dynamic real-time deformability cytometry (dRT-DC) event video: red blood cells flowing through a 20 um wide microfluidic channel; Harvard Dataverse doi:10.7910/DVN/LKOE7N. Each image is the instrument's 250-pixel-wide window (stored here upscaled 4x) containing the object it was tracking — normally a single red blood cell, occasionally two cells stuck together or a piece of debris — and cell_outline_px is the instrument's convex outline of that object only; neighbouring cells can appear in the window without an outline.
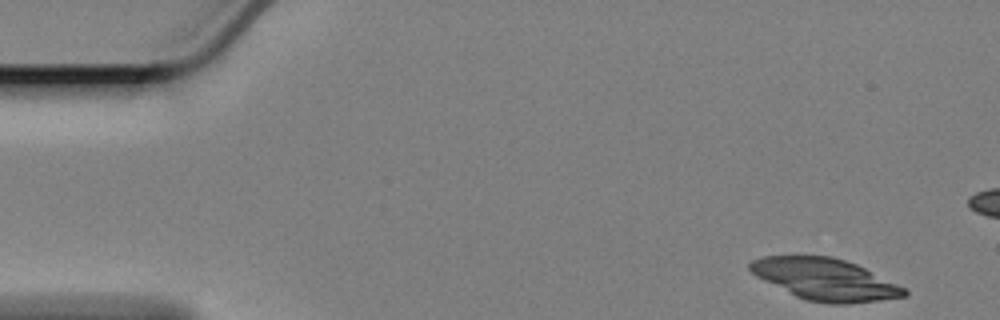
{"species": "Egyptian fruit bat (a non-hibernating species)", "species_latin": "Rousettus aegyptiacus", "temperature_condition": "cold", "stored_images_in_passage": 56, "segment_of_instrument_passage": [1, 2], "camera_frame_rate_fps": 3000, "um_per_image_px": 0.085, "animal": {"sex": "female"}, "frame": {"image": 1, "passage_image": 1, "time_ms": 0.0, "image_size_px": [1000, 320], "cell_outline_px": [[908, 296], [880, 300], [848, 304], [828, 304], [808, 300], [796, 296], [756, 276], [748, 268], [748, 264], [752, 260], [764, 256], [832, 256], [856, 264], [904, 288], [908, 292]], "centroid_in_image_um": [70.12, 23.75], "position_along_channel_um": 14.9, "area_um2": 36.99}}